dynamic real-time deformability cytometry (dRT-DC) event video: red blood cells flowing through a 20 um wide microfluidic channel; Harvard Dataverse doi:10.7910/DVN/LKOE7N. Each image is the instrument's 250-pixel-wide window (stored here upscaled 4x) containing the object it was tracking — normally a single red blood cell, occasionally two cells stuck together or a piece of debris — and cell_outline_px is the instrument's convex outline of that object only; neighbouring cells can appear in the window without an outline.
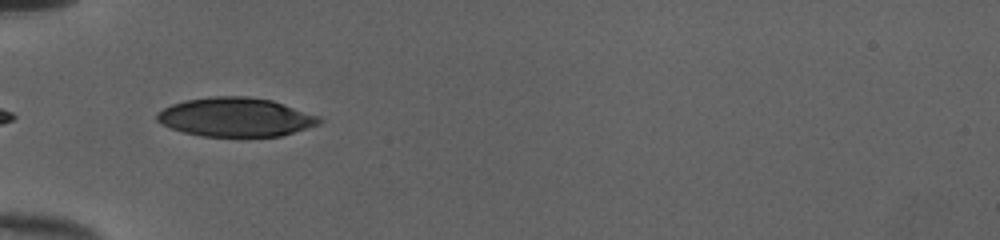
{"species": "human", "species_latin": "Homo sapiens", "temperature_condition": "cold", "stored_images_in_passage": 22, "camera_frame_rate_fps": 3000, "um_per_image_px": 0.085, "donor": {"sex": "female"}, "frame": {"image": 1, "passage_image": 1, "time_ms": 0.0, "image_size_px": [1000, 240], "cell_outline_px": [[324, 120], [320, 124], [280, 136], [240, 140], [200, 136], [184, 132], [172, 128], [156, 120], [156, 112], [172, 104], [184, 100], [212, 96], [248, 96], [272, 100], [320, 116]], "centroid_in_image_um": [20.05, 10.0], "position_along_channel_um": 64.9, "area_um2": 37.97}}
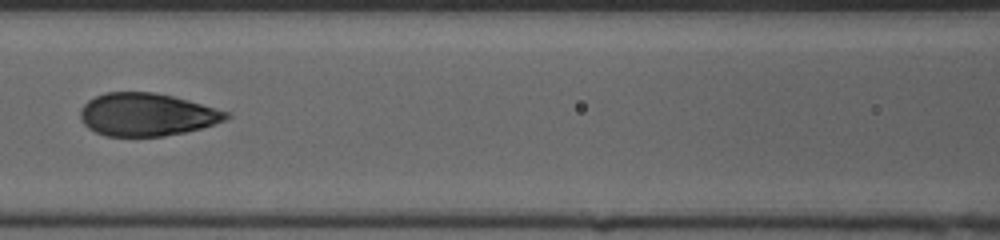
{"frame": {"image": 2, "passage_image": 8, "time_ms": 2.333, "image_size_px": [1000, 240], "cell_outline_px": [[232, 116], [224, 120], [200, 128], [184, 132], [164, 136], [104, 136], [88, 128], [80, 120], [80, 108], [88, 100], [104, 92], [152, 92], [172, 96], [232, 112]], "centroid_in_image_um": [12.46, 9.73], "position_along_channel_um": 154.1, "area_um2": 36.41}}
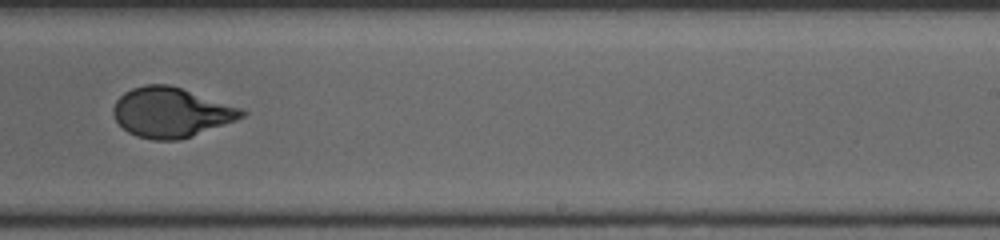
{"frame": {"image": 3, "passage_image": 17, "time_ms": 5.333, "image_size_px": [1000, 240], "cell_outline_px": [[248, 112], [244, 116], [236, 120], [192, 136], [180, 140], [152, 140], [136, 136], [128, 132], [116, 120], [112, 112], [112, 108], [116, 100], [124, 92], [132, 88], [144, 84], [168, 84], [244, 108]], "centroid_in_image_um": [14.55, 9.55], "position_along_channel_um": 274.5, "area_um2": 37.4}}